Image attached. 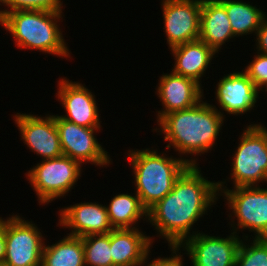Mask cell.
Listing matches in <instances>:
<instances>
[{
  "label": "cell",
  "mask_w": 267,
  "mask_h": 266,
  "mask_svg": "<svg viewBox=\"0 0 267 266\" xmlns=\"http://www.w3.org/2000/svg\"><path fill=\"white\" fill-rule=\"evenodd\" d=\"M218 197L217 182L204 177L199 165H189L172 190L147 210V222L168 246H180L200 231H193L195 223L213 211Z\"/></svg>",
  "instance_id": "cell-1"
},
{
  "label": "cell",
  "mask_w": 267,
  "mask_h": 266,
  "mask_svg": "<svg viewBox=\"0 0 267 266\" xmlns=\"http://www.w3.org/2000/svg\"><path fill=\"white\" fill-rule=\"evenodd\" d=\"M204 99L205 97L193 107L162 116L157 121L158 128H152L158 135H164V141L168 142L166 149H174L178 156L191 166L199 165V155L201 157L212 151L226 121V118Z\"/></svg>",
  "instance_id": "cell-2"
},
{
  "label": "cell",
  "mask_w": 267,
  "mask_h": 266,
  "mask_svg": "<svg viewBox=\"0 0 267 266\" xmlns=\"http://www.w3.org/2000/svg\"><path fill=\"white\" fill-rule=\"evenodd\" d=\"M63 14L62 11L16 10L5 13L0 18V26L11 34L20 50L34 49L67 60L71 51L60 27Z\"/></svg>",
  "instance_id": "cell-3"
},
{
  "label": "cell",
  "mask_w": 267,
  "mask_h": 266,
  "mask_svg": "<svg viewBox=\"0 0 267 266\" xmlns=\"http://www.w3.org/2000/svg\"><path fill=\"white\" fill-rule=\"evenodd\" d=\"M151 148L128 149L126 158L135 179L132 182L135 193L147 210L172 190L175 180L189 166L178 156H168L163 151L159 153L158 149Z\"/></svg>",
  "instance_id": "cell-4"
},
{
  "label": "cell",
  "mask_w": 267,
  "mask_h": 266,
  "mask_svg": "<svg viewBox=\"0 0 267 266\" xmlns=\"http://www.w3.org/2000/svg\"><path fill=\"white\" fill-rule=\"evenodd\" d=\"M251 122L243 129L238 139L236 151L231 158L230 178L217 181V188H227L233 181L234 187L259 186L267 183V127ZM228 181V182H227Z\"/></svg>",
  "instance_id": "cell-5"
},
{
  "label": "cell",
  "mask_w": 267,
  "mask_h": 266,
  "mask_svg": "<svg viewBox=\"0 0 267 266\" xmlns=\"http://www.w3.org/2000/svg\"><path fill=\"white\" fill-rule=\"evenodd\" d=\"M260 186L217 188L229 211V228L238 236L247 230L252 238H267V186Z\"/></svg>",
  "instance_id": "cell-6"
},
{
  "label": "cell",
  "mask_w": 267,
  "mask_h": 266,
  "mask_svg": "<svg viewBox=\"0 0 267 266\" xmlns=\"http://www.w3.org/2000/svg\"><path fill=\"white\" fill-rule=\"evenodd\" d=\"M35 165L25 175L37 195L38 205L44 206L68 195L84 172L79 162L65 155Z\"/></svg>",
  "instance_id": "cell-7"
},
{
  "label": "cell",
  "mask_w": 267,
  "mask_h": 266,
  "mask_svg": "<svg viewBox=\"0 0 267 266\" xmlns=\"http://www.w3.org/2000/svg\"><path fill=\"white\" fill-rule=\"evenodd\" d=\"M22 215H9L4 219L6 240L4 263L6 266H41L44 244L43 232L32 219ZM41 230V231H40ZM45 240V241H44Z\"/></svg>",
  "instance_id": "cell-8"
},
{
  "label": "cell",
  "mask_w": 267,
  "mask_h": 266,
  "mask_svg": "<svg viewBox=\"0 0 267 266\" xmlns=\"http://www.w3.org/2000/svg\"><path fill=\"white\" fill-rule=\"evenodd\" d=\"M55 124L59 133V140L63 155L74 159L82 166L92 165L107 167L113 161L96 138L101 127H82L55 115Z\"/></svg>",
  "instance_id": "cell-9"
},
{
  "label": "cell",
  "mask_w": 267,
  "mask_h": 266,
  "mask_svg": "<svg viewBox=\"0 0 267 266\" xmlns=\"http://www.w3.org/2000/svg\"><path fill=\"white\" fill-rule=\"evenodd\" d=\"M241 241V236L234 232L225 238L200 231L179 247L191 260V266H235Z\"/></svg>",
  "instance_id": "cell-10"
},
{
  "label": "cell",
  "mask_w": 267,
  "mask_h": 266,
  "mask_svg": "<svg viewBox=\"0 0 267 266\" xmlns=\"http://www.w3.org/2000/svg\"><path fill=\"white\" fill-rule=\"evenodd\" d=\"M169 50L199 39L202 0H161Z\"/></svg>",
  "instance_id": "cell-11"
},
{
  "label": "cell",
  "mask_w": 267,
  "mask_h": 266,
  "mask_svg": "<svg viewBox=\"0 0 267 266\" xmlns=\"http://www.w3.org/2000/svg\"><path fill=\"white\" fill-rule=\"evenodd\" d=\"M12 116L18 127L20 139L31 152L41 157V160L63 155L55 124V114L48 113L40 117L32 113L17 112Z\"/></svg>",
  "instance_id": "cell-12"
},
{
  "label": "cell",
  "mask_w": 267,
  "mask_h": 266,
  "mask_svg": "<svg viewBox=\"0 0 267 266\" xmlns=\"http://www.w3.org/2000/svg\"><path fill=\"white\" fill-rule=\"evenodd\" d=\"M57 82L56 98L65 112L59 116L82 127H102L100 107L92 90L85 87V84L67 77H59Z\"/></svg>",
  "instance_id": "cell-13"
},
{
  "label": "cell",
  "mask_w": 267,
  "mask_h": 266,
  "mask_svg": "<svg viewBox=\"0 0 267 266\" xmlns=\"http://www.w3.org/2000/svg\"><path fill=\"white\" fill-rule=\"evenodd\" d=\"M216 84L215 101L218 102L216 104L219 109L213 103L211 104L224 118L226 113L243 116L254 110V107L256 108L260 91L243 70L226 73Z\"/></svg>",
  "instance_id": "cell-14"
},
{
  "label": "cell",
  "mask_w": 267,
  "mask_h": 266,
  "mask_svg": "<svg viewBox=\"0 0 267 266\" xmlns=\"http://www.w3.org/2000/svg\"><path fill=\"white\" fill-rule=\"evenodd\" d=\"M57 227L70 230L68 235L84 237L88 235L108 234L112 227L106 206L98 202H79L59 207Z\"/></svg>",
  "instance_id": "cell-15"
},
{
  "label": "cell",
  "mask_w": 267,
  "mask_h": 266,
  "mask_svg": "<svg viewBox=\"0 0 267 266\" xmlns=\"http://www.w3.org/2000/svg\"><path fill=\"white\" fill-rule=\"evenodd\" d=\"M156 87L155 93L163 107L156 111V122L166 114L193 107L204 98V86L172 71L163 72Z\"/></svg>",
  "instance_id": "cell-16"
},
{
  "label": "cell",
  "mask_w": 267,
  "mask_h": 266,
  "mask_svg": "<svg viewBox=\"0 0 267 266\" xmlns=\"http://www.w3.org/2000/svg\"><path fill=\"white\" fill-rule=\"evenodd\" d=\"M138 228L113 229L110 248L113 266H140L153 247L155 237Z\"/></svg>",
  "instance_id": "cell-17"
},
{
  "label": "cell",
  "mask_w": 267,
  "mask_h": 266,
  "mask_svg": "<svg viewBox=\"0 0 267 266\" xmlns=\"http://www.w3.org/2000/svg\"><path fill=\"white\" fill-rule=\"evenodd\" d=\"M174 65L172 72L195 80L202 86V78L217 53L200 39L170 49ZM210 66V67H209Z\"/></svg>",
  "instance_id": "cell-18"
},
{
  "label": "cell",
  "mask_w": 267,
  "mask_h": 266,
  "mask_svg": "<svg viewBox=\"0 0 267 266\" xmlns=\"http://www.w3.org/2000/svg\"><path fill=\"white\" fill-rule=\"evenodd\" d=\"M199 39L218 54L226 42L236 39L225 7L219 0H202Z\"/></svg>",
  "instance_id": "cell-19"
},
{
  "label": "cell",
  "mask_w": 267,
  "mask_h": 266,
  "mask_svg": "<svg viewBox=\"0 0 267 266\" xmlns=\"http://www.w3.org/2000/svg\"><path fill=\"white\" fill-rule=\"evenodd\" d=\"M105 206L114 229L138 228L141 219L147 222V209L136 193L116 194Z\"/></svg>",
  "instance_id": "cell-20"
},
{
  "label": "cell",
  "mask_w": 267,
  "mask_h": 266,
  "mask_svg": "<svg viewBox=\"0 0 267 266\" xmlns=\"http://www.w3.org/2000/svg\"><path fill=\"white\" fill-rule=\"evenodd\" d=\"M225 7L233 35L242 37L256 34L267 16L257 5L243 0H219Z\"/></svg>",
  "instance_id": "cell-21"
},
{
  "label": "cell",
  "mask_w": 267,
  "mask_h": 266,
  "mask_svg": "<svg viewBox=\"0 0 267 266\" xmlns=\"http://www.w3.org/2000/svg\"><path fill=\"white\" fill-rule=\"evenodd\" d=\"M41 266H85L82 238L67 234L55 244L45 243Z\"/></svg>",
  "instance_id": "cell-22"
},
{
  "label": "cell",
  "mask_w": 267,
  "mask_h": 266,
  "mask_svg": "<svg viewBox=\"0 0 267 266\" xmlns=\"http://www.w3.org/2000/svg\"><path fill=\"white\" fill-rule=\"evenodd\" d=\"M84 248L85 266H113L108 234L81 237Z\"/></svg>",
  "instance_id": "cell-23"
},
{
  "label": "cell",
  "mask_w": 267,
  "mask_h": 266,
  "mask_svg": "<svg viewBox=\"0 0 267 266\" xmlns=\"http://www.w3.org/2000/svg\"><path fill=\"white\" fill-rule=\"evenodd\" d=\"M242 234L235 266H267V238H251L249 234Z\"/></svg>",
  "instance_id": "cell-24"
},
{
  "label": "cell",
  "mask_w": 267,
  "mask_h": 266,
  "mask_svg": "<svg viewBox=\"0 0 267 266\" xmlns=\"http://www.w3.org/2000/svg\"><path fill=\"white\" fill-rule=\"evenodd\" d=\"M0 7V18L16 10L64 11L63 0H0Z\"/></svg>",
  "instance_id": "cell-25"
},
{
  "label": "cell",
  "mask_w": 267,
  "mask_h": 266,
  "mask_svg": "<svg viewBox=\"0 0 267 266\" xmlns=\"http://www.w3.org/2000/svg\"><path fill=\"white\" fill-rule=\"evenodd\" d=\"M253 57L242 70L260 90L267 83V55L256 52Z\"/></svg>",
  "instance_id": "cell-26"
},
{
  "label": "cell",
  "mask_w": 267,
  "mask_h": 266,
  "mask_svg": "<svg viewBox=\"0 0 267 266\" xmlns=\"http://www.w3.org/2000/svg\"><path fill=\"white\" fill-rule=\"evenodd\" d=\"M168 248H170L171 250V254L168 257H160L158 256L157 258H154L153 260H151L150 258V253H152L151 251L147 254L144 262L140 265V266H184L185 263L183 261L184 257H183V252L182 249L179 246H169ZM180 251V252H179ZM182 253V255H181ZM148 260L150 262H148ZM184 263V264H183Z\"/></svg>",
  "instance_id": "cell-27"
},
{
  "label": "cell",
  "mask_w": 267,
  "mask_h": 266,
  "mask_svg": "<svg viewBox=\"0 0 267 266\" xmlns=\"http://www.w3.org/2000/svg\"><path fill=\"white\" fill-rule=\"evenodd\" d=\"M255 36L256 39L254 38L255 40L254 46H256L255 48L257 49V51L255 49L254 51L267 55V16L263 20Z\"/></svg>",
  "instance_id": "cell-28"
},
{
  "label": "cell",
  "mask_w": 267,
  "mask_h": 266,
  "mask_svg": "<svg viewBox=\"0 0 267 266\" xmlns=\"http://www.w3.org/2000/svg\"><path fill=\"white\" fill-rule=\"evenodd\" d=\"M6 240L4 235V218L0 217V264L4 263Z\"/></svg>",
  "instance_id": "cell-29"
},
{
  "label": "cell",
  "mask_w": 267,
  "mask_h": 266,
  "mask_svg": "<svg viewBox=\"0 0 267 266\" xmlns=\"http://www.w3.org/2000/svg\"><path fill=\"white\" fill-rule=\"evenodd\" d=\"M259 91H261V94L263 92H266L267 93V83Z\"/></svg>",
  "instance_id": "cell-30"
}]
</instances>
